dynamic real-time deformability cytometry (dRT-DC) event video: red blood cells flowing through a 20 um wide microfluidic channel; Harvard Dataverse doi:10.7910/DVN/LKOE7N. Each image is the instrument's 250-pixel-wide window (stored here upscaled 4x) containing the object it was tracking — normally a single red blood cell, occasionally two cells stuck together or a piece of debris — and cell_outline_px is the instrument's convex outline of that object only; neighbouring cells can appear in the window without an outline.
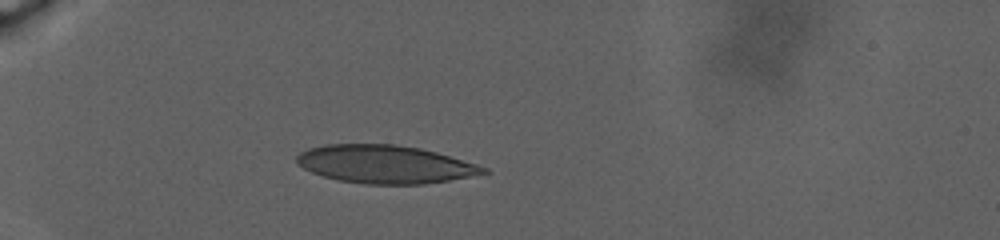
{"species": "human", "species_latin": "Homo sapiens", "temperature_condition": "warm", "stored_images_in_passage": 36, "camera_frame_rate_fps": 3000, "um_per_image_px": 0.085, "donor": {"sex": "male"}, "frame": {"image": 1, "passage_image": 1, "time_ms": 0.0, "image_size_px": [1000, 240], "cell_outline_px": [[492, 172], [448, 180], [424, 184], [364, 184], [340, 180], [324, 176], [312, 172], [296, 164], [296, 156], [300, 152], [308, 148], [324, 144], [396, 144], [420, 148], [436, 152], [476, 164], [488, 168]], "centroid_in_image_um": [32.71, 13.95], "position_along_channel_um": 52.3, "area_um2": 41.38}}
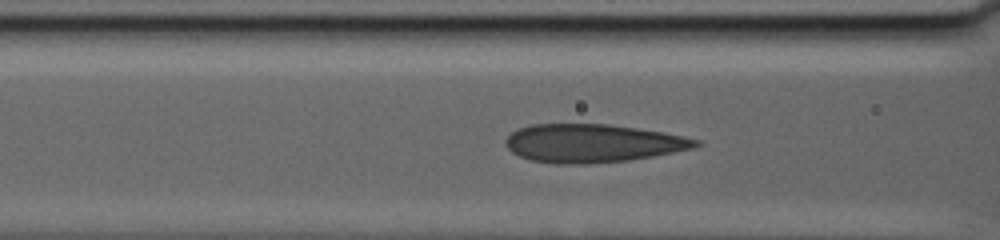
{"frame": {"image": 2, "passage_image": 20, "time_ms": 4.333, "image_size_px": [1000, 240], "cell_outline_px": [[700, 144], [692, 148], [652, 156], [628, 160], [588, 164], [556, 164], [528, 160], [512, 152], [504, 144], [504, 140], [516, 128], [532, 124], [608, 124], [636, 128], [684, 136], [700, 140]], "centroid_in_image_um": [50.3, 12.18], "position_along_channel_um": 116.3, "area_um2": 42.37}}
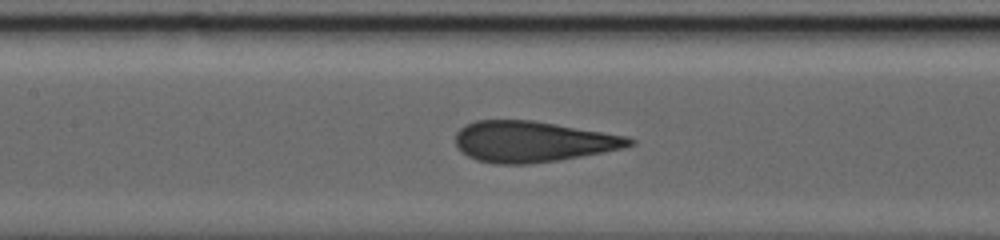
{"frame": {"image": 3, "passage_image": 30, "time_ms": 6.333, "image_size_px": [1000, 240], "cell_outline_px": [[636, 144], [620, 148], [560, 160], [532, 164], [492, 164], [476, 160], [468, 156], [456, 148], [456, 132], [464, 124], [476, 120], [532, 120], [628, 136], [636, 140]], "centroid_in_image_um": [45.23, 12.04], "position_along_channel_um": 162.2, "area_um2": 41.56}}